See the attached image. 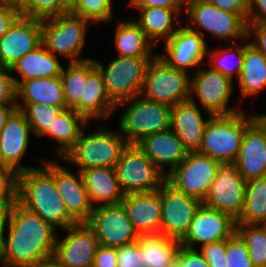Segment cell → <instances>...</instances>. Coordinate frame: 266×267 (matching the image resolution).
<instances>
[{
  "mask_svg": "<svg viewBox=\"0 0 266 267\" xmlns=\"http://www.w3.org/2000/svg\"><path fill=\"white\" fill-rule=\"evenodd\" d=\"M17 109L16 105H0V132L4 128L10 115Z\"/></svg>",
  "mask_w": 266,
  "mask_h": 267,
  "instance_id": "cell-54",
  "label": "cell"
},
{
  "mask_svg": "<svg viewBox=\"0 0 266 267\" xmlns=\"http://www.w3.org/2000/svg\"><path fill=\"white\" fill-rule=\"evenodd\" d=\"M114 32L113 40L117 56L155 57L157 55V53L152 54L154 44L134 20H118Z\"/></svg>",
  "mask_w": 266,
  "mask_h": 267,
  "instance_id": "cell-32",
  "label": "cell"
},
{
  "mask_svg": "<svg viewBox=\"0 0 266 267\" xmlns=\"http://www.w3.org/2000/svg\"><path fill=\"white\" fill-rule=\"evenodd\" d=\"M69 12L89 20L93 25L114 20L112 0H70Z\"/></svg>",
  "mask_w": 266,
  "mask_h": 267,
  "instance_id": "cell-39",
  "label": "cell"
},
{
  "mask_svg": "<svg viewBox=\"0 0 266 267\" xmlns=\"http://www.w3.org/2000/svg\"><path fill=\"white\" fill-rule=\"evenodd\" d=\"M246 180L233 164H222L203 204L237 220L244 208Z\"/></svg>",
  "mask_w": 266,
  "mask_h": 267,
  "instance_id": "cell-15",
  "label": "cell"
},
{
  "mask_svg": "<svg viewBox=\"0 0 266 267\" xmlns=\"http://www.w3.org/2000/svg\"><path fill=\"white\" fill-rule=\"evenodd\" d=\"M6 220V212L0 208V253L2 250L3 229Z\"/></svg>",
  "mask_w": 266,
  "mask_h": 267,
  "instance_id": "cell-56",
  "label": "cell"
},
{
  "mask_svg": "<svg viewBox=\"0 0 266 267\" xmlns=\"http://www.w3.org/2000/svg\"><path fill=\"white\" fill-rule=\"evenodd\" d=\"M16 86L11 70L0 67V105H16Z\"/></svg>",
  "mask_w": 266,
  "mask_h": 267,
  "instance_id": "cell-45",
  "label": "cell"
},
{
  "mask_svg": "<svg viewBox=\"0 0 266 267\" xmlns=\"http://www.w3.org/2000/svg\"><path fill=\"white\" fill-rule=\"evenodd\" d=\"M89 121L73 109H63L54 118L47 130L40 136L52 137L59 144L55 150L58 158H63L75 145ZM83 126V128H82Z\"/></svg>",
  "mask_w": 266,
  "mask_h": 267,
  "instance_id": "cell-30",
  "label": "cell"
},
{
  "mask_svg": "<svg viewBox=\"0 0 266 267\" xmlns=\"http://www.w3.org/2000/svg\"><path fill=\"white\" fill-rule=\"evenodd\" d=\"M172 267H180L177 263H175Z\"/></svg>",
  "mask_w": 266,
  "mask_h": 267,
  "instance_id": "cell-60",
  "label": "cell"
},
{
  "mask_svg": "<svg viewBox=\"0 0 266 267\" xmlns=\"http://www.w3.org/2000/svg\"><path fill=\"white\" fill-rule=\"evenodd\" d=\"M233 165L246 181L266 176V114H261L245 130Z\"/></svg>",
  "mask_w": 266,
  "mask_h": 267,
  "instance_id": "cell-20",
  "label": "cell"
},
{
  "mask_svg": "<svg viewBox=\"0 0 266 267\" xmlns=\"http://www.w3.org/2000/svg\"><path fill=\"white\" fill-rule=\"evenodd\" d=\"M27 119L32 134L41 136L48 128L53 118L62 110L60 107L43 103H16Z\"/></svg>",
  "mask_w": 266,
  "mask_h": 267,
  "instance_id": "cell-40",
  "label": "cell"
},
{
  "mask_svg": "<svg viewBox=\"0 0 266 267\" xmlns=\"http://www.w3.org/2000/svg\"><path fill=\"white\" fill-rule=\"evenodd\" d=\"M114 168L124 194L157 191L166 181V176L137 144L127 145Z\"/></svg>",
  "mask_w": 266,
  "mask_h": 267,
  "instance_id": "cell-10",
  "label": "cell"
},
{
  "mask_svg": "<svg viewBox=\"0 0 266 267\" xmlns=\"http://www.w3.org/2000/svg\"><path fill=\"white\" fill-rule=\"evenodd\" d=\"M236 223L266 224V176L246 181L244 208Z\"/></svg>",
  "mask_w": 266,
  "mask_h": 267,
  "instance_id": "cell-36",
  "label": "cell"
},
{
  "mask_svg": "<svg viewBox=\"0 0 266 267\" xmlns=\"http://www.w3.org/2000/svg\"><path fill=\"white\" fill-rule=\"evenodd\" d=\"M117 267H143L141 264V249L135 242L116 248Z\"/></svg>",
  "mask_w": 266,
  "mask_h": 267,
  "instance_id": "cell-46",
  "label": "cell"
},
{
  "mask_svg": "<svg viewBox=\"0 0 266 267\" xmlns=\"http://www.w3.org/2000/svg\"><path fill=\"white\" fill-rule=\"evenodd\" d=\"M245 114L240 110L229 115H212L198 152L222 164H233L239 155L245 130L261 115Z\"/></svg>",
  "mask_w": 266,
  "mask_h": 267,
  "instance_id": "cell-3",
  "label": "cell"
},
{
  "mask_svg": "<svg viewBox=\"0 0 266 267\" xmlns=\"http://www.w3.org/2000/svg\"><path fill=\"white\" fill-rule=\"evenodd\" d=\"M245 54V44L239 46L238 43H228L227 47H221L218 50L207 49V56L209 57L208 66L220 72L225 77H228L231 81L235 78H239L243 57Z\"/></svg>",
  "mask_w": 266,
  "mask_h": 267,
  "instance_id": "cell-37",
  "label": "cell"
},
{
  "mask_svg": "<svg viewBox=\"0 0 266 267\" xmlns=\"http://www.w3.org/2000/svg\"><path fill=\"white\" fill-rule=\"evenodd\" d=\"M159 194L161 199L160 234L181 241L203 202L176 190L167 181L159 188Z\"/></svg>",
  "mask_w": 266,
  "mask_h": 267,
  "instance_id": "cell-12",
  "label": "cell"
},
{
  "mask_svg": "<svg viewBox=\"0 0 266 267\" xmlns=\"http://www.w3.org/2000/svg\"><path fill=\"white\" fill-rule=\"evenodd\" d=\"M247 24H266V0H250Z\"/></svg>",
  "mask_w": 266,
  "mask_h": 267,
  "instance_id": "cell-52",
  "label": "cell"
},
{
  "mask_svg": "<svg viewBox=\"0 0 266 267\" xmlns=\"http://www.w3.org/2000/svg\"><path fill=\"white\" fill-rule=\"evenodd\" d=\"M187 0H136L133 8L164 7L170 9H185Z\"/></svg>",
  "mask_w": 266,
  "mask_h": 267,
  "instance_id": "cell-53",
  "label": "cell"
},
{
  "mask_svg": "<svg viewBox=\"0 0 266 267\" xmlns=\"http://www.w3.org/2000/svg\"><path fill=\"white\" fill-rule=\"evenodd\" d=\"M29 267H63V265L54 255H52L45 259L37 261Z\"/></svg>",
  "mask_w": 266,
  "mask_h": 267,
  "instance_id": "cell-55",
  "label": "cell"
},
{
  "mask_svg": "<svg viewBox=\"0 0 266 267\" xmlns=\"http://www.w3.org/2000/svg\"><path fill=\"white\" fill-rule=\"evenodd\" d=\"M127 145L118 130L100 126L89 134L83 130L75 145L58 160L74 164L80 172L95 167H115Z\"/></svg>",
  "mask_w": 266,
  "mask_h": 267,
  "instance_id": "cell-4",
  "label": "cell"
},
{
  "mask_svg": "<svg viewBox=\"0 0 266 267\" xmlns=\"http://www.w3.org/2000/svg\"><path fill=\"white\" fill-rule=\"evenodd\" d=\"M112 2H113V0H112ZM128 6L129 7H131V8H133L134 7V5H135V3H136V0H128Z\"/></svg>",
  "mask_w": 266,
  "mask_h": 267,
  "instance_id": "cell-59",
  "label": "cell"
},
{
  "mask_svg": "<svg viewBox=\"0 0 266 267\" xmlns=\"http://www.w3.org/2000/svg\"><path fill=\"white\" fill-rule=\"evenodd\" d=\"M135 9L139 11L140 15L139 18L134 21L141 27L154 46L159 40H162V42L167 41L178 30L179 23L181 22L178 16L185 10L164 7Z\"/></svg>",
  "mask_w": 266,
  "mask_h": 267,
  "instance_id": "cell-29",
  "label": "cell"
},
{
  "mask_svg": "<svg viewBox=\"0 0 266 267\" xmlns=\"http://www.w3.org/2000/svg\"><path fill=\"white\" fill-rule=\"evenodd\" d=\"M126 106L119 119L118 131L128 144H137L144 137L170 129L172 107L141 95L119 102L115 111Z\"/></svg>",
  "mask_w": 266,
  "mask_h": 267,
  "instance_id": "cell-5",
  "label": "cell"
},
{
  "mask_svg": "<svg viewBox=\"0 0 266 267\" xmlns=\"http://www.w3.org/2000/svg\"><path fill=\"white\" fill-rule=\"evenodd\" d=\"M42 44L41 20L20 15L0 37V67L11 69L27 53Z\"/></svg>",
  "mask_w": 266,
  "mask_h": 267,
  "instance_id": "cell-19",
  "label": "cell"
},
{
  "mask_svg": "<svg viewBox=\"0 0 266 267\" xmlns=\"http://www.w3.org/2000/svg\"><path fill=\"white\" fill-rule=\"evenodd\" d=\"M202 110L208 113L205 119ZM211 113L198 107V102L186 100L172 106L170 129L177 135L188 152H197L200 149L204 131Z\"/></svg>",
  "mask_w": 266,
  "mask_h": 267,
  "instance_id": "cell-23",
  "label": "cell"
},
{
  "mask_svg": "<svg viewBox=\"0 0 266 267\" xmlns=\"http://www.w3.org/2000/svg\"><path fill=\"white\" fill-rule=\"evenodd\" d=\"M199 250L209 267H227L226 239L202 245Z\"/></svg>",
  "mask_w": 266,
  "mask_h": 267,
  "instance_id": "cell-44",
  "label": "cell"
},
{
  "mask_svg": "<svg viewBox=\"0 0 266 267\" xmlns=\"http://www.w3.org/2000/svg\"><path fill=\"white\" fill-rule=\"evenodd\" d=\"M18 176L12 169L0 172V208L5 212L18 202Z\"/></svg>",
  "mask_w": 266,
  "mask_h": 267,
  "instance_id": "cell-43",
  "label": "cell"
},
{
  "mask_svg": "<svg viewBox=\"0 0 266 267\" xmlns=\"http://www.w3.org/2000/svg\"><path fill=\"white\" fill-rule=\"evenodd\" d=\"M226 266L254 267L245 242L236 232L226 239Z\"/></svg>",
  "mask_w": 266,
  "mask_h": 267,
  "instance_id": "cell-42",
  "label": "cell"
},
{
  "mask_svg": "<svg viewBox=\"0 0 266 267\" xmlns=\"http://www.w3.org/2000/svg\"><path fill=\"white\" fill-rule=\"evenodd\" d=\"M137 146L153 161L164 176L169 175L188 153L171 129L150 134L139 141Z\"/></svg>",
  "mask_w": 266,
  "mask_h": 267,
  "instance_id": "cell-25",
  "label": "cell"
},
{
  "mask_svg": "<svg viewBox=\"0 0 266 267\" xmlns=\"http://www.w3.org/2000/svg\"><path fill=\"white\" fill-rule=\"evenodd\" d=\"M85 189L93 207L120 204L125 194L117 179L114 167H95L81 171Z\"/></svg>",
  "mask_w": 266,
  "mask_h": 267,
  "instance_id": "cell-26",
  "label": "cell"
},
{
  "mask_svg": "<svg viewBox=\"0 0 266 267\" xmlns=\"http://www.w3.org/2000/svg\"><path fill=\"white\" fill-rule=\"evenodd\" d=\"M42 45L53 55L61 56L71 62H82L80 58L85 46L87 26L93 24L70 12L57 17L41 20Z\"/></svg>",
  "mask_w": 266,
  "mask_h": 267,
  "instance_id": "cell-7",
  "label": "cell"
},
{
  "mask_svg": "<svg viewBox=\"0 0 266 267\" xmlns=\"http://www.w3.org/2000/svg\"><path fill=\"white\" fill-rule=\"evenodd\" d=\"M92 267H117L116 248L99 245Z\"/></svg>",
  "mask_w": 266,
  "mask_h": 267,
  "instance_id": "cell-50",
  "label": "cell"
},
{
  "mask_svg": "<svg viewBox=\"0 0 266 267\" xmlns=\"http://www.w3.org/2000/svg\"><path fill=\"white\" fill-rule=\"evenodd\" d=\"M136 243L141 249L143 267H172L181 246L180 241L162 234L140 235Z\"/></svg>",
  "mask_w": 266,
  "mask_h": 267,
  "instance_id": "cell-33",
  "label": "cell"
},
{
  "mask_svg": "<svg viewBox=\"0 0 266 267\" xmlns=\"http://www.w3.org/2000/svg\"><path fill=\"white\" fill-rule=\"evenodd\" d=\"M184 13L189 19V23L186 20L187 27L201 34L204 39L206 31L215 36V39L227 41L229 44L239 43L238 40H248L247 17L244 14L220 10L207 0H187Z\"/></svg>",
  "mask_w": 266,
  "mask_h": 267,
  "instance_id": "cell-6",
  "label": "cell"
},
{
  "mask_svg": "<svg viewBox=\"0 0 266 267\" xmlns=\"http://www.w3.org/2000/svg\"><path fill=\"white\" fill-rule=\"evenodd\" d=\"M222 163L197 152H188L185 159L166 176L176 190L204 201Z\"/></svg>",
  "mask_w": 266,
  "mask_h": 267,
  "instance_id": "cell-11",
  "label": "cell"
},
{
  "mask_svg": "<svg viewBox=\"0 0 266 267\" xmlns=\"http://www.w3.org/2000/svg\"><path fill=\"white\" fill-rule=\"evenodd\" d=\"M21 15L20 7L10 2H0V37H3L11 25Z\"/></svg>",
  "mask_w": 266,
  "mask_h": 267,
  "instance_id": "cell-48",
  "label": "cell"
},
{
  "mask_svg": "<svg viewBox=\"0 0 266 267\" xmlns=\"http://www.w3.org/2000/svg\"><path fill=\"white\" fill-rule=\"evenodd\" d=\"M31 133L30 125L19 109H16L10 115L0 132V154L2 160L10 169L18 173L36 168L20 164L30 144Z\"/></svg>",
  "mask_w": 266,
  "mask_h": 267,
  "instance_id": "cell-22",
  "label": "cell"
},
{
  "mask_svg": "<svg viewBox=\"0 0 266 267\" xmlns=\"http://www.w3.org/2000/svg\"><path fill=\"white\" fill-rule=\"evenodd\" d=\"M16 102L43 103L66 109L61 77L33 78L16 88ZM19 100V101H18Z\"/></svg>",
  "mask_w": 266,
  "mask_h": 267,
  "instance_id": "cell-31",
  "label": "cell"
},
{
  "mask_svg": "<svg viewBox=\"0 0 266 267\" xmlns=\"http://www.w3.org/2000/svg\"><path fill=\"white\" fill-rule=\"evenodd\" d=\"M165 53L157 55L170 67L188 72L199 68L207 60L208 45L204 37L182 23L178 30L164 42Z\"/></svg>",
  "mask_w": 266,
  "mask_h": 267,
  "instance_id": "cell-16",
  "label": "cell"
},
{
  "mask_svg": "<svg viewBox=\"0 0 266 267\" xmlns=\"http://www.w3.org/2000/svg\"><path fill=\"white\" fill-rule=\"evenodd\" d=\"M68 65V66H67ZM62 68L61 82L66 108L80 114V99H84V83L88 73L95 67L94 59L68 63Z\"/></svg>",
  "mask_w": 266,
  "mask_h": 267,
  "instance_id": "cell-35",
  "label": "cell"
},
{
  "mask_svg": "<svg viewBox=\"0 0 266 267\" xmlns=\"http://www.w3.org/2000/svg\"><path fill=\"white\" fill-rule=\"evenodd\" d=\"M153 58L118 56L106 67L94 59L102 74L107 95L115 104L141 94L146 69Z\"/></svg>",
  "mask_w": 266,
  "mask_h": 267,
  "instance_id": "cell-9",
  "label": "cell"
},
{
  "mask_svg": "<svg viewBox=\"0 0 266 267\" xmlns=\"http://www.w3.org/2000/svg\"><path fill=\"white\" fill-rule=\"evenodd\" d=\"M70 172L57 161H54L55 186L63 199L68 214L77 223H87L90 220L93 206L90 202L83 176L79 170Z\"/></svg>",
  "mask_w": 266,
  "mask_h": 267,
  "instance_id": "cell-21",
  "label": "cell"
},
{
  "mask_svg": "<svg viewBox=\"0 0 266 267\" xmlns=\"http://www.w3.org/2000/svg\"><path fill=\"white\" fill-rule=\"evenodd\" d=\"M251 37H254V40L249 43L266 58V24H247V39Z\"/></svg>",
  "mask_w": 266,
  "mask_h": 267,
  "instance_id": "cell-49",
  "label": "cell"
},
{
  "mask_svg": "<svg viewBox=\"0 0 266 267\" xmlns=\"http://www.w3.org/2000/svg\"><path fill=\"white\" fill-rule=\"evenodd\" d=\"M115 106L107 95L102 74L95 66L88 73L87 81L84 83V99H80V114L89 122L91 119L107 120L115 112Z\"/></svg>",
  "mask_w": 266,
  "mask_h": 267,
  "instance_id": "cell-27",
  "label": "cell"
},
{
  "mask_svg": "<svg viewBox=\"0 0 266 267\" xmlns=\"http://www.w3.org/2000/svg\"><path fill=\"white\" fill-rule=\"evenodd\" d=\"M6 170H10V168L3 162L0 154V172H4Z\"/></svg>",
  "mask_w": 266,
  "mask_h": 267,
  "instance_id": "cell-57",
  "label": "cell"
},
{
  "mask_svg": "<svg viewBox=\"0 0 266 267\" xmlns=\"http://www.w3.org/2000/svg\"><path fill=\"white\" fill-rule=\"evenodd\" d=\"M176 263L180 267H209L202 253L197 249L180 246Z\"/></svg>",
  "mask_w": 266,
  "mask_h": 267,
  "instance_id": "cell-47",
  "label": "cell"
},
{
  "mask_svg": "<svg viewBox=\"0 0 266 267\" xmlns=\"http://www.w3.org/2000/svg\"><path fill=\"white\" fill-rule=\"evenodd\" d=\"M87 224L95 232L99 245L118 248L133 244L140 236L122 204L96 205Z\"/></svg>",
  "mask_w": 266,
  "mask_h": 267,
  "instance_id": "cell-14",
  "label": "cell"
},
{
  "mask_svg": "<svg viewBox=\"0 0 266 267\" xmlns=\"http://www.w3.org/2000/svg\"><path fill=\"white\" fill-rule=\"evenodd\" d=\"M189 73L170 67L156 55L148 64L141 96L147 100L175 106L189 100Z\"/></svg>",
  "mask_w": 266,
  "mask_h": 267,
  "instance_id": "cell-8",
  "label": "cell"
},
{
  "mask_svg": "<svg viewBox=\"0 0 266 267\" xmlns=\"http://www.w3.org/2000/svg\"><path fill=\"white\" fill-rule=\"evenodd\" d=\"M18 203L56 229L77 224L55 186L54 160H43L41 166L19 173Z\"/></svg>",
  "mask_w": 266,
  "mask_h": 267,
  "instance_id": "cell-2",
  "label": "cell"
},
{
  "mask_svg": "<svg viewBox=\"0 0 266 267\" xmlns=\"http://www.w3.org/2000/svg\"><path fill=\"white\" fill-rule=\"evenodd\" d=\"M121 204L139 235L160 234L161 199L159 189L153 192L125 194Z\"/></svg>",
  "mask_w": 266,
  "mask_h": 267,
  "instance_id": "cell-24",
  "label": "cell"
},
{
  "mask_svg": "<svg viewBox=\"0 0 266 267\" xmlns=\"http://www.w3.org/2000/svg\"><path fill=\"white\" fill-rule=\"evenodd\" d=\"M21 15L43 20L69 12L68 0H26L20 6Z\"/></svg>",
  "mask_w": 266,
  "mask_h": 267,
  "instance_id": "cell-41",
  "label": "cell"
},
{
  "mask_svg": "<svg viewBox=\"0 0 266 267\" xmlns=\"http://www.w3.org/2000/svg\"><path fill=\"white\" fill-rule=\"evenodd\" d=\"M236 233L245 242L254 267L266 266V224L236 223Z\"/></svg>",
  "mask_w": 266,
  "mask_h": 267,
  "instance_id": "cell-38",
  "label": "cell"
},
{
  "mask_svg": "<svg viewBox=\"0 0 266 267\" xmlns=\"http://www.w3.org/2000/svg\"><path fill=\"white\" fill-rule=\"evenodd\" d=\"M63 65L58 56L49 52L42 44L27 53L10 69L11 74H19L21 79L13 77L16 88L28 79L61 76Z\"/></svg>",
  "mask_w": 266,
  "mask_h": 267,
  "instance_id": "cell-28",
  "label": "cell"
},
{
  "mask_svg": "<svg viewBox=\"0 0 266 267\" xmlns=\"http://www.w3.org/2000/svg\"><path fill=\"white\" fill-rule=\"evenodd\" d=\"M237 81L241 98L256 97L266 88V58L249 42L245 44L242 70Z\"/></svg>",
  "mask_w": 266,
  "mask_h": 267,
  "instance_id": "cell-34",
  "label": "cell"
},
{
  "mask_svg": "<svg viewBox=\"0 0 266 267\" xmlns=\"http://www.w3.org/2000/svg\"><path fill=\"white\" fill-rule=\"evenodd\" d=\"M235 232L236 220L231 215L202 204L180 244L186 248L197 249L198 244L202 246L222 241Z\"/></svg>",
  "mask_w": 266,
  "mask_h": 267,
  "instance_id": "cell-17",
  "label": "cell"
},
{
  "mask_svg": "<svg viewBox=\"0 0 266 267\" xmlns=\"http://www.w3.org/2000/svg\"><path fill=\"white\" fill-rule=\"evenodd\" d=\"M0 2H10V3H14L17 6H21L22 5V0H0Z\"/></svg>",
  "mask_w": 266,
  "mask_h": 267,
  "instance_id": "cell-58",
  "label": "cell"
},
{
  "mask_svg": "<svg viewBox=\"0 0 266 267\" xmlns=\"http://www.w3.org/2000/svg\"><path fill=\"white\" fill-rule=\"evenodd\" d=\"M57 235L54 256L63 267H92L97 247L95 232L87 223H77Z\"/></svg>",
  "mask_w": 266,
  "mask_h": 267,
  "instance_id": "cell-18",
  "label": "cell"
},
{
  "mask_svg": "<svg viewBox=\"0 0 266 267\" xmlns=\"http://www.w3.org/2000/svg\"><path fill=\"white\" fill-rule=\"evenodd\" d=\"M57 232L17 202L6 212L0 263L3 267H29L54 255Z\"/></svg>",
  "mask_w": 266,
  "mask_h": 267,
  "instance_id": "cell-1",
  "label": "cell"
},
{
  "mask_svg": "<svg viewBox=\"0 0 266 267\" xmlns=\"http://www.w3.org/2000/svg\"><path fill=\"white\" fill-rule=\"evenodd\" d=\"M234 90V81L228 77L210 67H199L191 77L189 99H198L201 107L212 115H229L240 111L228 106Z\"/></svg>",
  "mask_w": 266,
  "mask_h": 267,
  "instance_id": "cell-13",
  "label": "cell"
},
{
  "mask_svg": "<svg viewBox=\"0 0 266 267\" xmlns=\"http://www.w3.org/2000/svg\"><path fill=\"white\" fill-rule=\"evenodd\" d=\"M220 10L244 14L246 17L249 11L250 0H207Z\"/></svg>",
  "mask_w": 266,
  "mask_h": 267,
  "instance_id": "cell-51",
  "label": "cell"
}]
</instances>
